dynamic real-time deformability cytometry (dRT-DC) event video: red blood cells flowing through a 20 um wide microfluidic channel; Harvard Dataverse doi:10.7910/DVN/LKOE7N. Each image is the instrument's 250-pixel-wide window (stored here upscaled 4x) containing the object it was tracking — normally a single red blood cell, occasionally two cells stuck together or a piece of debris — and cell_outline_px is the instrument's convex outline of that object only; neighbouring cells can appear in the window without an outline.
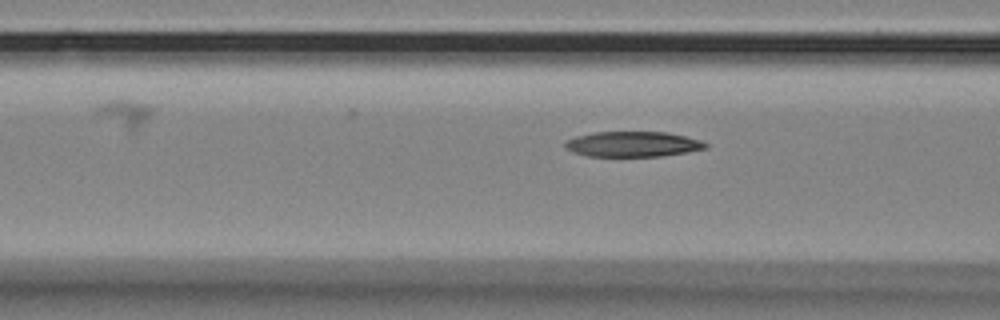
{"species": "Egyptian fruit bat (a non-hibernating species)", "species_latin": "Rousettus aegyptiacus", "temperature_condition": "room temperature", "stored_images_in_passage": 8, "camera_frame_rate_fps": 3000, "um_per_image_px": 0.085, "animal": {"sex": "female"}, "frame": {"image": 1, "passage_image": 6, "time_ms": 1.667, "image_size_px": [1000, 320], "cell_outline_px": [[708, 148], [688, 152], [660, 156], [588, 156], [576, 152], [568, 148], [564, 144], [568, 140], [576, 136], [596, 132], [668, 132], [700, 140], [708, 144]], "centroid_in_image_um": [53.85, 12.25], "position_along_channel_um": 112.7, "area_um2": 20.46}}